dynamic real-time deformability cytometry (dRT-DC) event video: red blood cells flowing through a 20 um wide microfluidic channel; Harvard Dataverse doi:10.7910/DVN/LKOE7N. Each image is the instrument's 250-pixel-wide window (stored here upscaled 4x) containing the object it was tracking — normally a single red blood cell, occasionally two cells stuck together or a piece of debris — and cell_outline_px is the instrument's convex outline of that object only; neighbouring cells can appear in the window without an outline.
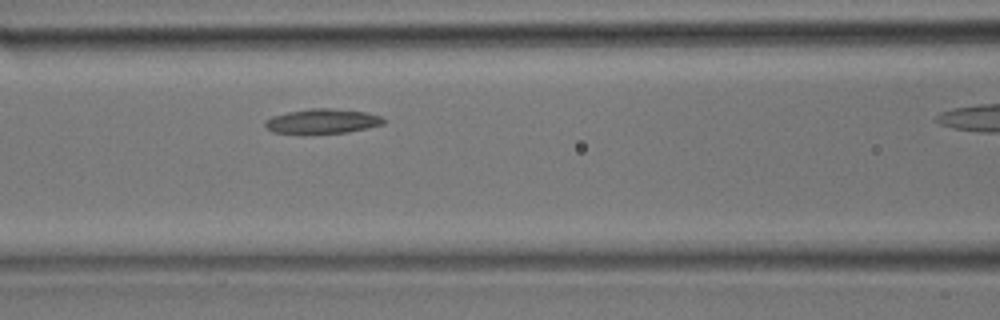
{"species": "common noctule bat (a hibernating species)", "species_latin": "Nyctalus noctula", "temperature_condition": "room temperature", "stored_images_in_passage": 21, "camera_frame_rate_fps": 3000, "um_per_image_px": 0.085, "animal": {"sex": "male", "body_mass_g": 17.9}, "frame": {"image": 1, "passage_image": 8, "time_ms": 2.333, "image_size_px": [1000, 320], "cell_outline_px": [[388, 120], [384, 124], [368, 128], [348, 132], [304, 136], [300, 136], [272, 132], [264, 128], [264, 120], [272, 116], [288, 112], [312, 108], [328, 108], [364, 112], [380, 116]], "centroid_in_image_um": [27.33, 10.36], "position_along_channel_um": 139.3, "area_um2": 17.86}}
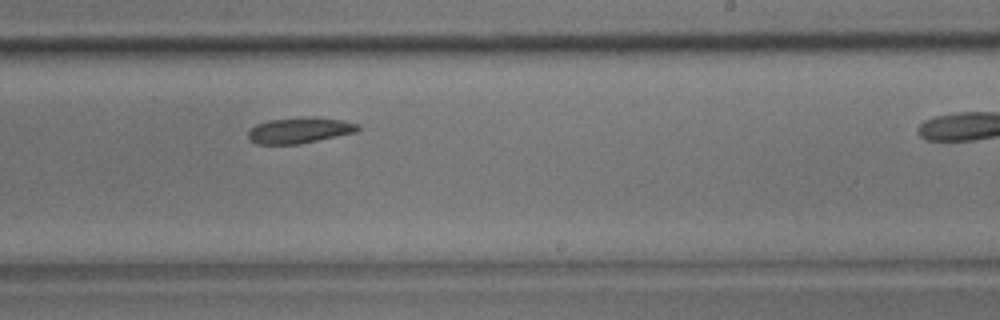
{"frame": {"image": 2, "passage_image": 14, "time_ms": 4.333, "image_size_px": [1000, 320], "cell_outline_px": [[360, 128], [356, 132], [300, 144], [256, 144], [248, 140], [248, 132], [256, 124], [268, 120], [312, 116], [340, 120], [356, 124]], "centroid_in_image_um": [25.42, 11.08], "position_along_channel_um": 263.6, "area_um2": 16.47}}
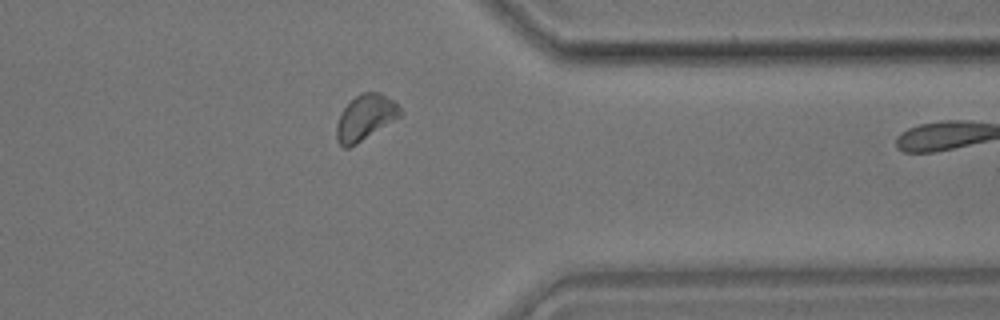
{"frame": {"image": 3, "passage_image": 20, "time_ms": 6.333, "image_size_px": [1000, 320], "cell_outline_px": [[404, 112], [400, 116], [356, 144], [348, 148], [344, 148], [336, 140], [336, 124], [340, 112], [360, 92], [380, 92], [392, 100]], "centroid_in_image_um": [31.02, 9.98], "position_along_channel_um": 380.4, "area_um2": 16.7}}